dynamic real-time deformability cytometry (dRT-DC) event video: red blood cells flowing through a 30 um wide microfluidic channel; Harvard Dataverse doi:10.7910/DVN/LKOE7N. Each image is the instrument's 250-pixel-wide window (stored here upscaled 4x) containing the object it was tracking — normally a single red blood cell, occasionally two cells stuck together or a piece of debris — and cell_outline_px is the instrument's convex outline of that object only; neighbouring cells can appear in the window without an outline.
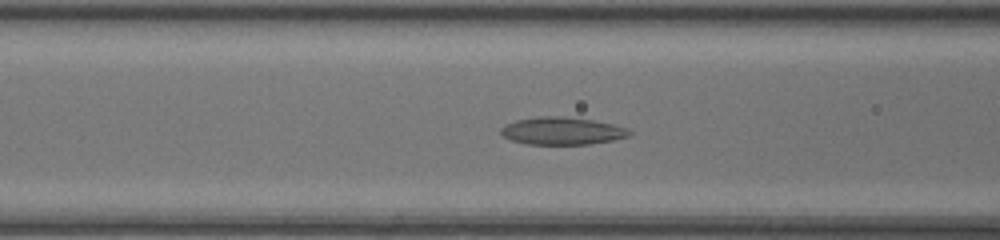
{"species": "common noctule bat (a hibernating species)", "species_latin": "Nyctalus noctula", "temperature_condition": "room temperature", "stored_images_in_passage": 48, "camera_frame_rate_fps": 3000, "um_per_image_px": 0.085, "animal": {"sex": "female", "body_mass_g": 20.0, "forearm_length_mm": 54.0}, "frame": {"image": 1, "passage_image": 21, "time_ms": 6.667, "image_size_px": [1000, 240], "cell_outline_px": [[632, 132], [628, 136], [612, 140], [588, 144], [528, 144], [512, 140], [504, 136], [500, 132], [500, 128], [504, 124], [516, 120], [536, 116], [564, 116], [592, 120], [612, 124], [628, 128]], "centroid_in_image_um": [47.75, 11.12], "position_along_channel_um": 118.8, "area_um2": 20.58}}
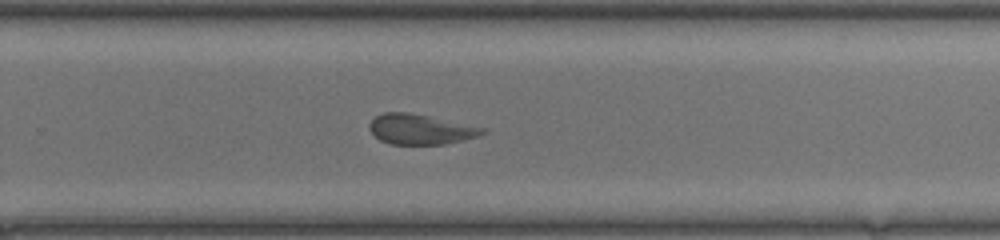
{"frame": {"image": 2, "passage_image": 33, "time_ms": 10.667, "image_size_px": [1000, 240], "cell_outline_px": [[488, 132], [480, 136], [444, 144], [392, 144], [380, 140], [368, 128], [368, 124], [376, 116], [384, 112], [408, 112], [488, 128]], "centroid_in_image_um": [35.78, 10.99], "position_along_channel_um": 294.0, "area_um2": 19.88}}
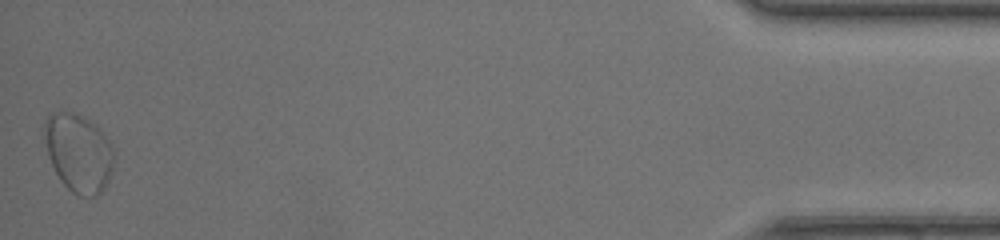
{"frame": {"image": 3, "passage_image": 48, "time_ms": 15.667, "image_size_px": [1000, 240], "cell_outline_px": [[112, 168], [108, 180], [104, 188], [96, 196], [76, 196], [60, 180], [48, 156], [44, 136], [44, 124], [48, 112], [72, 112], [96, 124], [100, 128], [108, 140], [112, 148]], "centroid_in_image_um": [6.65, 12.98], "position_along_channel_um": 428.6, "area_um2": 31.44}, "authors_computed_cell_mechanics": {"area_um2": 22.3686, "velocity_mm_per_s": 4.3979, "shape_relaxation_time_tau1_ms": null, "shape_relaxation_time_tau2_ms": 1.9441, "deformation_change_tau1": null, "deformation_change_tau2": 0.0799}}